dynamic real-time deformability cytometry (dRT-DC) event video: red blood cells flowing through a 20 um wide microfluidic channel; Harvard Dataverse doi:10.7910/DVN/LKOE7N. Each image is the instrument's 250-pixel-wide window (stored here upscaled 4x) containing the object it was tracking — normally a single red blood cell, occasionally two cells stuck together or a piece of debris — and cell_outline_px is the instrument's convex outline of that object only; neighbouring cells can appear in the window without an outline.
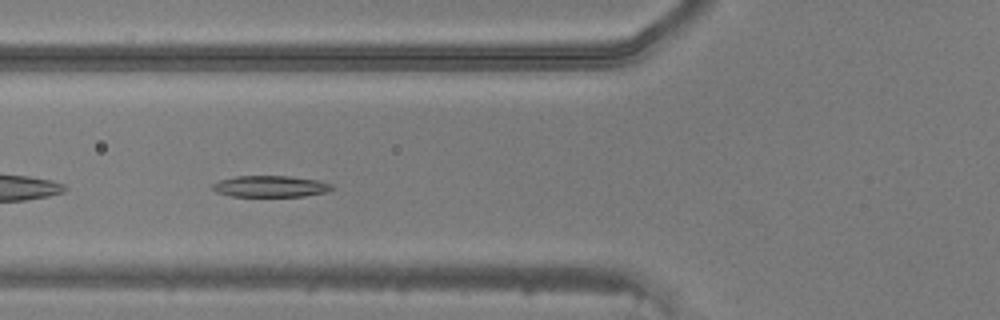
{"species": "common noctule bat (a hibernating species)", "species_latin": "Nyctalus noctula", "temperature_condition": "warm", "stored_images_in_passage": 34, "camera_frame_rate_fps": 3000, "um_per_image_px": 0.085, "animal": {"sex": "male", "body_mass_g": 20.5, "forearm_length_mm": 52.5}, "frame": {"image": 1, "passage_image": 4, "time_ms": 1.0, "image_size_px": [1000, 320], "cell_outline_px": [[332, 188], [328, 192], [304, 196], [232, 196], [216, 192], [212, 188], [212, 184], [220, 180], [236, 176], [288, 176], [316, 180], [332, 184]], "centroid_in_image_um": [22.97, 15.84], "position_along_channel_um": 102.8, "area_um2": 14.74}}
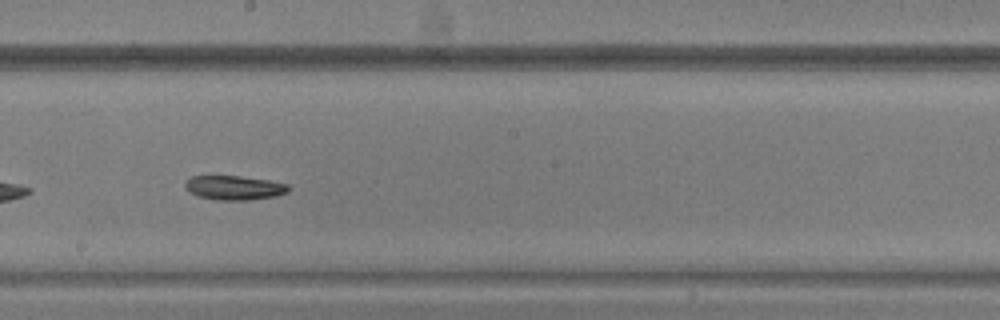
{"frame": {"image": 2, "passage_image": 13, "time_ms": 4.0, "image_size_px": [1000, 320], "cell_outline_px": [[292, 188], [288, 192], [276, 196], [248, 200], [216, 200], [196, 196], [188, 192], [184, 188], [184, 184], [192, 176], [240, 176], [268, 180], [288, 184]], "centroid_in_image_um": [19.91, 15.96], "position_along_channel_um": 228.3, "area_um2": 14.8}}
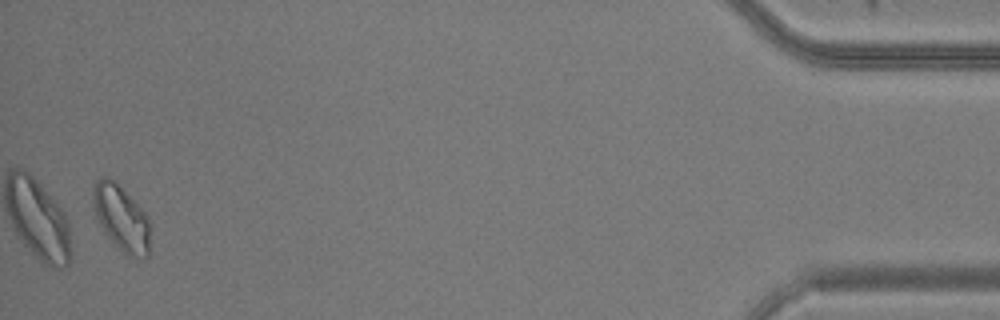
{"frame": {"image": 3, "passage_image": 33, "time_ms": 10.667, "image_size_px": [1000, 320], "cell_outline_px": [[148, 256], [140, 260], [128, 256], [104, 232], [96, 220], [92, 196], [92, 192], [96, 180], [104, 176], [108, 176], [144, 212], [148, 220]], "centroid_in_image_um": [10.27, 18.56], "position_along_channel_um": 424.9, "area_um2": 21.21}}